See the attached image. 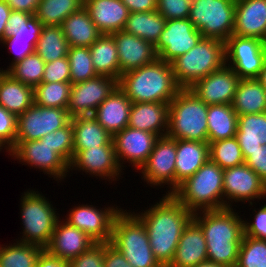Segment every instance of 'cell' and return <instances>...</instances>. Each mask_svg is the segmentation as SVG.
Segmentation results:
<instances>
[{"label":"cell","instance_id":"cell-1","mask_svg":"<svg viewBox=\"0 0 266 267\" xmlns=\"http://www.w3.org/2000/svg\"><path fill=\"white\" fill-rule=\"evenodd\" d=\"M150 209L136 213L143 222L155 258L167 267L175 254L184 228L193 219V213L172 194H164Z\"/></svg>","mask_w":266,"mask_h":267},{"label":"cell","instance_id":"cell-2","mask_svg":"<svg viewBox=\"0 0 266 267\" xmlns=\"http://www.w3.org/2000/svg\"><path fill=\"white\" fill-rule=\"evenodd\" d=\"M193 220L204 233L208 260L235 267L244 236V220L233 208L196 212Z\"/></svg>","mask_w":266,"mask_h":267},{"label":"cell","instance_id":"cell-3","mask_svg":"<svg viewBox=\"0 0 266 267\" xmlns=\"http://www.w3.org/2000/svg\"><path fill=\"white\" fill-rule=\"evenodd\" d=\"M118 87L132 103H170L181 87L176 83L171 63L154 62L121 75Z\"/></svg>","mask_w":266,"mask_h":267},{"label":"cell","instance_id":"cell-4","mask_svg":"<svg viewBox=\"0 0 266 267\" xmlns=\"http://www.w3.org/2000/svg\"><path fill=\"white\" fill-rule=\"evenodd\" d=\"M223 172L209 159L172 195L193 214L224 209Z\"/></svg>","mask_w":266,"mask_h":267},{"label":"cell","instance_id":"cell-5","mask_svg":"<svg viewBox=\"0 0 266 267\" xmlns=\"http://www.w3.org/2000/svg\"><path fill=\"white\" fill-rule=\"evenodd\" d=\"M208 105L189 88H181L169 103L167 136L178 140L208 142Z\"/></svg>","mask_w":266,"mask_h":267},{"label":"cell","instance_id":"cell-6","mask_svg":"<svg viewBox=\"0 0 266 267\" xmlns=\"http://www.w3.org/2000/svg\"><path fill=\"white\" fill-rule=\"evenodd\" d=\"M110 243L133 267H163L152 252L145 225L134 212L121 210L115 216Z\"/></svg>","mask_w":266,"mask_h":267},{"label":"cell","instance_id":"cell-7","mask_svg":"<svg viewBox=\"0 0 266 267\" xmlns=\"http://www.w3.org/2000/svg\"><path fill=\"white\" fill-rule=\"evenodd\" d=\"M224 65L225 42L214 38H202L191 50L171 62L175 81L181 88H189Z\"/></svg>","mask_w":266,"mask_h":267},{"label":"cell","instance_id":"cell-8","mask_svg":"<svg viewBox=\"0 0 266 267\" xmlns=\"http://www.w3.org/2000/svg\"><path fill=\"white\" fill-rule=\"evenodd\" d=\"M21 198L20 213L24 230L18 242L35 244L45 249L50 243L59 214L38 191H26Z\"/></svg>","mask_w":266,"mask_h":267},{"label":"cell","instance_id":"cell-9","mask_svg":"<svg viewBox=\"0 0 266 267\" xmlns=\"http://www.w3.org/2000/svg\"><path fill=\"white\" fill-rule=\"evenodd\" d=\"M236 0H191L189 20L203 38L225 42L234 32Z\"/></svg>","mask_w":266,"mask_h":267},{"label":"cell","instance_id":"cell-10","mask_svg":"<svg viewBox=\"0 0 266 267\" xmlns=\"http://www.w3.org/2000/svg\"><path fill=\"white\" fill-rule=\"evenodd\" d=\"M265 59L266 42L261 39L232 35L225 41V64L240 79L258 78Z\"/></svg>","mask_w":266,"mask_h":267},{"label":"cell","instance_id":"cell-11","mask_svg":"<svg viewBox=\"0 0 266 267\" xmlns=\"http://www.w3.org/2000/svg\"><path fill=\"white\" fill-rule=\"evenodd\" d=\"M71 120L67 109L32 104L18 116L16 141L40 140L65 127Z\"/></svg>","mask_w":266,"mask_h":267},{"label":"cell","instance_id":"cell-12","mask_svg":"<svg viewBox=\"0 0 266 267\" xmlns=\"http://www.w3.org/2000/svg\"><path fill=\"white\" fill-rule=\"evenodd\" d=\"M202 38V34L189 18L166 20L163 32L154 47L158 59L171 63L196 46Z\"/></svg>","mask_w":266,"mask_h":267},{"label":"cell","instance_id":"cell-13","mask_svg":"<svg viewBox=\"0 0 266 267\" xmlns=\"http://www.w3.org/2000/svg\"><path fill=\"white\" fill-rule=\"evenodd\" d=\"M223 192L224 209L232 208L231 203L233 201H249V205L253 206L252 200L254 201L255 198H266V183L250 167L243 163L224 169Z\"/></svg>","mask_w":266,"mask_h":267},{"label":"cell","instance_id":"cell-14","mask_svg":"<svg viewBox=\"0 0 266 267\" xmlns=\"http://www.w3.org/2000/svg\"><path fill=\"white\" fill-rule=\"evenodd\" d=\"M176 139L167 135L159 137L146 163L139 171L142 177L153 186L169 185L166 194L175 192Z\"/></svg>","mask_w":266,"mask_h":267},{"label":"cell","instance_id":"cell-15","mask_svg":"<svg viewBox=\"0 0 266 267\" xmlns=\"http://www.w3.org/2000/svg\"><path fill=\"white\" fill-rule=\"evenodd\" d=\"M117 87V79L99 75L90 80L71 84L67 107L70 117L92 115Z\"/></svg>","mask_w":266,"mask_h":267},{"label":"cell","instance_id":"cell-16","mask_svg":"<svg viewBox=\"0 0 266 267\" xmlns=\"http://www.w3.org/2000/svg\"><path fill=\"white\" fill-rule=\"evenodd\" d=\"M103 209H97L93 205L79 204L71 209L64 220L83 231L96 243H109L114 218L122 209L117 206Z\"/></svg>","mask_w":266,"mask_h":267},{"label":"cell","instance_id":"cell-17","mask_svg":"<svg viewBox=\"0 0 266 267\" xmlns=\"http://www.w3.org/2000/svg\"><path fill=\"white\" fill-rule=\"evenodd\" d=\"M10 156L23 164L43 170L58 181L67 176L69 165L45 141H15Z\"/></svg>","mask_w":266,"mask_h":267},{"label":"cell","instance_id":"cell-18","mask_svg":"<svg viewBox=\"0 0 266 267\" xmlns=\"http://www.w3.org/2000/svg\"><path fill=\"white\" fill-rule=\"evenodd\" d=\"M240 78L226 64L194 82L189 89L207 105L230 104L234 100Z\"/></svg>","mask_w":266,"mask_h":267},{"label":"cell","instance_id":"cell-19","mask_svg":"<svg viewBox=\"0 0 266 267\" xmlns=\"http://www.w3.org/2000/svg\"><path fill=\"white\" fill-rule=\"evenodd\" d=\"M158 138L156 134L128 126L116 133L112 140L120 167H123L124 160H127L135 169L140 170L153 151Z\"/></svg>","mask_w":266,"mask_h":267},{"label":"cell","instance_id":"cell-20","mask_svg":"<svg viewBox=\"0 0 266 267\" xmlns=\"http://www.w3.org/2000/svg\"><path fill=\"white\" fill-rule=\"evenodd\" d=\"M70 169L83 170L86 174L103 177L105 180L109 179V181L111 179L112 181L117 180L116 177L119 178L122 173L114 144H106L86 150H73V159L69 164Z\"/></svg>","mask_w":266,"mask_h":267},{"label":"cell","instance_id":"cell-21","mask_svg":"<svg viewBox=\"0 0 266 267\" xmlns=\"http://www.w3.org/2000/svg\"><path fill=\"white\" fill-rule=\"evenodd\" d=\"M118 51L120 74L154 62L158 56L152 43L124 30L110 34Z\"/></svg>","mask_w":266,"mask_h":267},{"label":"cell","instance_id":"cell-22","mask_svg":"<svg viewBox=\"0 0 266 267\" xmlns=\"http://www.w3.org/2000/svg\"><path fill=\"white\" fill-rule=\"evenodd\" d=\"M95 243L83 231L73 227L65 220L58 219L50 243L45 249L51 255L69 262Z\"/></svg>","mask_w":266,"mask_h":267},{"label":"cell","instance_id":"cell-23","mask_svg":"<svg viewBox=\"0 0 266 267\" xmlns=\"http://www.w3.org/2000/svg\"><path fill=\"white\" fill-rule=\"evenodd\" d=\"M233 35L266 42V0H236Z\"/></svg>","mask_w":266,"mask_h":267},{"label":"cell","instance_id":"cell-24","mask_svg":"<svg viewBox=\"0 0 266 267\" xmlns=\"http://www.w3.org/2000/svg\"><path fill=\"white\" fill-rule=\"evenodd\" d=\"M83 7L98 31L105 35L123 30L130 14L121 0H84Z\"/></svg>","mask_w":266,"mask_h":267},{"label":"cell","instance_id":"cell-25","mask_svg":"<svg viewBox=\"0 0 266 267\" xmlns=\"http://www.w3.org/2000/svg\"><path fill=\"white\" fill-rule=\"evenodd\" d=\"M169 126V103H132L128 127L151 132L158 137L167 135Z\"/></svg>","mask_w":266,"mask_h":267},{"label":"cell","instance_id":"cell-26","mask_svg":"<svg viewBox=\"0 0 266 267\" xmlns=\"http://www.w3.org/2000/svg\"><path fill=\"white\" fill-rule=\"evenodd\" d=\"M131 106V100L117 87L92 116L113 137L128 126Z\"/></svg>","mask_w":266,"mask_h":267},{"label":"cell","instance_id":"cell-27","mask_svg":"<svg viewBox=\"0 0 266 267\" xmlns=\"http://www.w3.org/2000/svg\"><path fill=\"white\" fill-rule=\"evenodd\" d=\"M208 260L206 239L201 227L192 219L184 228L174 257L167 267H193Z\"/></svg>","mask_w":266,"mask_h":267},{"label":"cell","instance_id":"cell-28","mask_svg":"<svg viewBox=\"0 0 266 267\" xmlns=\"http://www.w3.org/2000/svg\"><path fill=\"white\" fill-rule=\"evenodd\" d=\"M209 159L208 142L176 139L175 191Z\"/></svg>","mask_w":266,"mask_h":267},{"label":"cell","instance_id":"cell-29","mask_svg":"<svg viewBox=\"0 0 266 267\" xmlns=\"http://www.w3.org/2000/svg\"><path fill=\"white\" fill-rule=\"evenodd\" d=\"M236 138L244 160L266 145V112L238 115Z\"/></svg>","mask_w":266,"mask_h":267},{"label":"cell","instance_id":"cell-30","mask_svg":"<svg viewBox=\"0 0 266 267\" xmlns=\"http://www.w3.org/2000/svg\"><path fill=\"white\" fill-rule=\"evenodd\" d=\"M33 103V87L15 80L2 69L0 73V105L18 117Z\"/></svg>","mask_w":266,"mask_h":267},{"label":"cell","instance_id":"cell-31","mask_svg":"<svg viewBox=\"0 0 266 267\" xmlns=\"http://www.w3.org/2000/svg\"><path fill=\"white\" fill-rule=\"evenodd\" d=\"M69 47H90L102 35L82 7L60 25Z\"/></svg>","mask_w":266,"mask_h":267},{"label":"cell","instance_id":"cell-32","mask_svg":"<svg viewBox=\"0 0 266 267\" xmlns=\"http://www.w3.org/2000/svg\"><path fill=\"white\" fill-rule=\"evenodd\" d=\"M74 150H86L106 144H114L113 137L92 115L71 118Z\"/></svg>","mask_w":266,"mask_h":267},{"label":"cell","instance_id":"cell-33","mask_svg":"<svg viewBox=\"0 0 266 267\" xmlns=\"http://www.w3.org/2000/svg\"><path fill=\"white\" fill-rule=\"evenodd\" d=\"M232 107L237 115L266 112V89L258 78L240 79Z\"/></svg>","mask_w":266,"mask_h":267},{"label":"cell","instance_id":"cell-34","mask_svg":"<svg viewBox=\"0 0 266 267\" xmlns=\"http://www.w3.org/2000/svg\"><path fill=\"white\" fill-rule=\"evenodd\" d=\"M89 49L97 75L119 80L121 74L114 38L111 35L102 34Z\"/></svg>","mask_w":266,"mask_h":267},{"label":"cell","instance_id":"cell-35","mask_svg":"<svg viewBox=\"0 0 266 267\" xmlns=\"http://www.w3.org/2000/svg\"><path fill=\"white\" fill-rule=\"evenodd\" d=\"M208 143L236 137L238 115L230 104L208 105Z\"/></svg>","mask_w":266,"mask_h":267},{"label":"cell","instance_id":"cell-36","mask_svg":"<svg viewBox=\"0 0 266 267\" xmlns=\"http://www.w3.org/2000/svg\"><path fill=\"white\" fill-rule=\"evenodd\" d=\"M166 19L156 10L130 13L124 31L155 45L163 32Z\"/></svg>","mask_w":266,"mask_h":267},{"label":"cell","instance_id":"cell-37","mask_svg":"<svg viewBox=\"0 0 266 267\" xmlns=\"http://www.w3.org/2000/svg\"><path fill=\"white\" fill-rule=\"evenodd\" d=\"M68 50L69 44L61 26H43L35 52L45 63L67 57Z\"/></svg>","mask_w":266,"mask_h":267},{"label":"cell","instance_id":"cell-38","mask_svg":"<svg viewBox=\"0 0 266 267\" xmlns=\"http://www.w3.org/2000/svg\"><path fill=\"white\" fill-rule=\"evenodd\" d=\"M84 0H41L35 16L43 26H60L71 14L83 7Z\"/></svg>","mask_w":266,"mask_h":267},{"label":"cell","instance_id":"cell-39","mask_svg":"<svg viewBox=\"0 0 266 267\" xmlns=\"http://www.w3.org/2000/svg\"><path fill=\"white\" fill-rule=\"evenodd\" d=\"M44 248L17 242L0 246V267H36L38 257Z\"/></svg>","mask_w":266,"mask_h":267},{"label":"cell","instance_id":"cell-40","mask_svg":"<svg viewBox=\"0 0 266 267\" xmlns=\"http://www.w3.org/2000/svg\"><path fill=\"white\" fill-rule=\"evenodd\" d=\"M71 82H41L33 88L34 103L39 106L67 109Z\"/></svg>","mask_w":266,"mask_h":267},{"label":"cell","instance_id":"cell-41","mask_svg":"<svg viewBox=\"0 0 266 267\" xmlns=\"http://www.w3.org/2000/svg\"><path fill=\"white\" fill-rule=\"evenodd\" d=\"M44 69L45 61L34 52L3 71H6L15 80L34 88L42 82Z\"/></svg>","mask_w":266,"mask_h":267},{"label":"cell","instance_id":"cell-42","mask_svg":"<svg viewBox=\"0 0 266 267\" xmlns=\"http://www.w3.org/2000/svg\"><path fill=\"white\" fill-rule=\"evenodd\" d=\"M210 160L222 169L235 167L244 163L241 148L236 137L209 143Z\"/></svg>","mask_w":266,"mask_h":267},{"label":"cell","instance_id":"cell-43","mask_svg":"<svg viewBox=\"0 0 266 267\" xmlns=\"http://www.w3.org/2000/svg\"><path fill=\"white\" fill-rule=\"evenodd\" d=\"M67 57L70 65L71 84L98 76L93 67L89 47H69Z\"/></svg>","mask_w":266,"mask_h":267},{"label":"cell","instance_id":"cell-44","mask_svg":"<svg viewBox=\"0 0 266 267\" xmlns=\"http://www.w3.org/2000/svg\"><path fill=\"white\" fill-rule=\"evenodd\" d=\"M235 267H266V240L244 235Z\"/></svg>","mask_w":266,"mask_h":267},{"label":"cell","instance_id":"cell-45","mask_svg":"<svg viewBox=\"0 0 266 267\" xmlns=\"http://www.w3.org/2000/svg\"><path fill=\"white\" fill-rule=\"evenodd\" d=\"M53 150L69 165L73 159V129L71 121L63 128L42 137Z\"/></svg>","mask_w":266,"mask_h":267},{"label":"cell","instance_id":"cell-46","mask_svg":"<svg viewBox=\"0 0 266 267\" xmlns=\"http://www.w3.org/2000/svg\"><path fill=\"white\" fill-rule=\"evenodd\" d=\"M18 117L7 111L0 105V141L6 146V150L15 145L17 135Z\"/></svg>","mask_w":266,"mask_h":267},{"label":"cell","instance_id":"cell-47","mask_svg":"<svg viewBox=\"0 0 266 267\" xmlns=\"http://www.w3.org/2000/svg\"><path fill=\"white\" fill-rule=\"evenodd\" d=\"M191 0H157V11L166 19H187Z\"/></svg>","mask_w":266,"mask_h":267},{"label":"cell","instance_id":"cell-48","mask_svg":"<svg viewBox=\"0 0 266 267\" xmlns=\"http://www.w3.org/2000/svg\"><path fill=\"white\" fill-rule=\"evenodd\" d=\"M42 82H71L68 57L45 63Z\"/></svg>","mask_w":266,"mask_h":267},{"label":"cell","instance_id":"cell-49","mask_svg":"<svg viewBox=\"0 0 266 267\" xmlns=\"http://www.w3.org/2000/svg\"><path fill=\"white\" fill-rule=\"evenodd\" d=\"M68 263L69 267H104V243L93 244Z\"/></svg>","mask_w":266,"mask_h":267},{"label":"cell","instance_id":"cell-50","mask_svg":"<svg viewBox=\"0 0 266 267\" xmlns=\"http://www.w3.org/2000/svg\"><path fill=\"white\" fill-rule=\"evenodd\" d=\"M43 24L37 19L35 15H32L28 21L27 25H22L16 34H10L6 36L3 40H29V43H37Z\"/></svg>","mask_w":266,"mask_h":267},{"label":"cell","instance_id":"cell-51","mask_svg":"<svg viewBox=\"0 0 266 267\" xmlns=\"http://www.w3.org/2000/svg\"><path fill=\"white\" fill-rule=\"evenodd\" d=\"M243 228L245 236L266 240V207L262 206L255 212L252 223L243 221Z\"/></svg>","mask_w":266,"mask_h":267},{"label":"cell","instance_id":"cell-52","mask_svg":"<svg viewBox=\"0 0 266 267\" xmlns=\"http://www.w3.org/2000/svg\"><path fill=\"white\" fill-rule=\"evenodd\" d=\"M1 43L10 47V49H12V52H15L14 53L15 55L13 56L14 58L12 59V63L10 64L9 68L13 64L23 60L27 55L34 53L37 44V43H29V40H23V39L2 40Z\"/></svg>","mask_w":266,"mask_h":267},{"label":"cell","instance_id":"cell-53","mask_svg":"<svg viewBox=\"0 0 266 267\" xmlns=\"http://www.w3.org/2000/svg\"><path fill=\"white\" fill-rule=\"evenodd\" d=\"M244 163L266 183V145H264L263 149L251 152V155L244 160Z\"/></svg>","mask_w":266,"mask_h":267},{"label":"cell","instance_id":"cell-54","mask_svg":"<svg viewBox=\"0 0 266 267\" xmlns=\"http://www.w3.org/2000/svg\"><path fill=\"white\" fill-rule=\"evenodd\" d=\"M104 267H133L110 242L104 243Z\"/></svg>","mask_w":266,"mask_h":267},{"label":"cell","instance_id":"cell-55","mask_svg":"<svg viewBox=\"0 0 266 267\" xmlns=\"http://www.w3.org/2000/svg\"><path fill=\"white\" fill-rule=\"evenodd\" d=\"M31 16V14L26 12L12 10L7 20L6 36L16 34L22 25H27V21Z\"/></svg>","mask_w":266,"mask_h":267},{"label":"cell","instance_id":"cell-56","mask_svg":"<svg viewBox=\"0 0 266 267\" xmlns=\"http://www.w3.org/2000/svg\"><path fill=\"white\" fill-rule=\"evenodd\" d=\"M130 13L157 10V0H121Z\"/></svg>","mask_w":266,"mask_h":267},{"label":"cell","instance_id":"cell-57","mask_svg":"<svg viewBox=\"0 0 266 267\" xmlns=\"http://www.w3.org/2000/svg\"><path fill=\"white\" fill-rule=\"evenodd\" d=\"M36 267H69V263L44 249L38 257Z\"/></svg>","mask_w":266,"mask_h":267},{"label":"cell","instance_id":"cell-58","mask_svg":"<svg viewBox=\"0 0 266 267\" xmlns=\"http://www.w3.org/2000/svg\"><path fill=\"white\" fill-rule=\"evenodd\" d=\"M41 0H5L14 11H22L34 15Z\"/></svg>","mask_w":266,"mask_h":267},{"label":"cell","instance_id":"cell-59","mask_svg":"<svg viewBox=\"0 0 266 267\" xmlns=\"http://www.w3.org/2000/svg\"><path fill=\"white\" fill-rule=\"evenodd\" d=\"M11 8L5 0H0V42L6 37L7 20L11 14Z\"/></svg>","mask_w":266,"mask_h":267},{"label":"cell","instance_id":"cell-60","mask_svg":"<svg viewBox=\"0 0 266 267\" xmlns=\"http://www.w3.org/2000/svg\"><path fill=\"white\" fill-rule=\"evenodd\" d=\"M193 267H225V266L218 264L216 262L210 261V260H205L204 262L198 263L197 265Z\"/></svg>","mask_w":266,"mask_h":267},{"label":"cell","instance_id":"cell-61","mask_svg":"<svg viewBox=\"0 0 266 267\" xmlns=\"http://www.w3.org/2000/svg\"><path fill=\"white\" fill-rule=\"evenodd\" d=\"M263 87L266 89V59L263 65V69L261 70L260 76L258 77Z\"/></svg>","mask_w":266,"mask_h":267},{"label":"cell","instance_id":"cell-62","mask_svg":"<svg viewBox=\"0 0 266 267\" xmlns=\"http://www.w3.org/2000/svg\"><path fill=\"white\" fill-rule=\"evenodd\" d=\"M3 147L5 148L6 146L0 141V151L3 149Z\"/></svg>","mask_w":266,"mask_h":267}]
</instances>
